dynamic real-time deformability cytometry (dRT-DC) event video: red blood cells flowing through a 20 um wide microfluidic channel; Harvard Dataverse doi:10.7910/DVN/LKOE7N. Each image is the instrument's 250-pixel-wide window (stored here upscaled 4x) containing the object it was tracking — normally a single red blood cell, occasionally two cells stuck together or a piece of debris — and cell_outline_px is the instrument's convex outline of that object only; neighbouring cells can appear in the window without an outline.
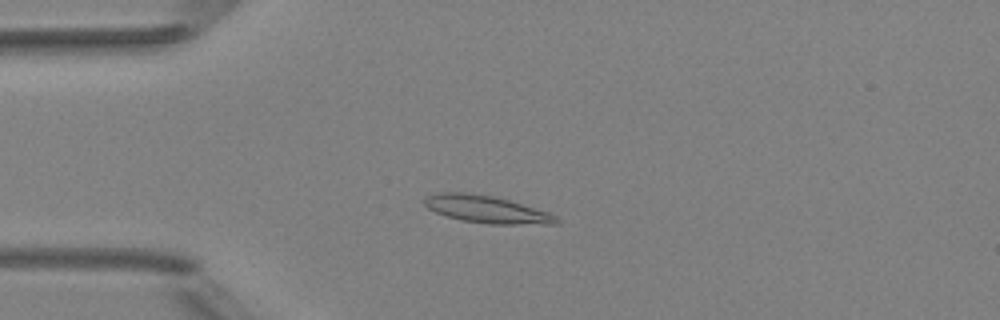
{"species": "Egyptian fruit bat (a non-hibernating species)", "species_latin": "Rousettus aegyptiacus", "temperature_condition": "room temperature", "stored_images_in_passage": 7, "camera_frame_rate_fps": 3000, "um_per_image_px": 0.085, "animal": {"sex": "female"}, "frame": {"image": 1, "passage_image": 4, "time_ms": 3.667, "image_size_px": [1000, 320], "cell_outline_px": [[560, 224], [488, 224], [460, 220], [436, 212], [428, 208], [424, 204], [424, 196], [436, 192], [468, 192], [496, 196], [548, 212], [556, 216], [560, 220]], "centroid_in_image_um": [41.35, 17.78], "position_along_channel_um": 43.7, "area_um2": 21.21}}
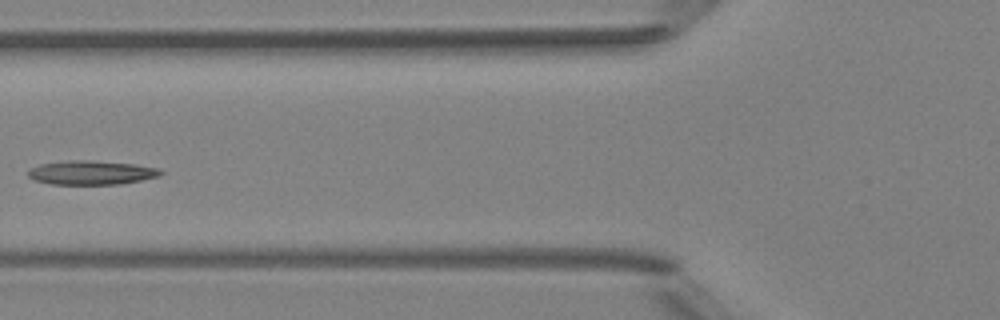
{"frame": {"image": 2, "passage_image": 6, "time_ms": 6.0, "image_size_px": [1000, 320], "cell_outline_px": [[164, 172], [160, 176], [120, 184], [52, 184], [36, 180], [28, 176], [28, 172], [32, 168], [40, 164], [68, 160], [92, 160], [136, 164], [160, 168]], "centroid_in_image_um": [7.82, 14.66], "position_along_channel_um": 118.0, "area_um2": 18.55}}
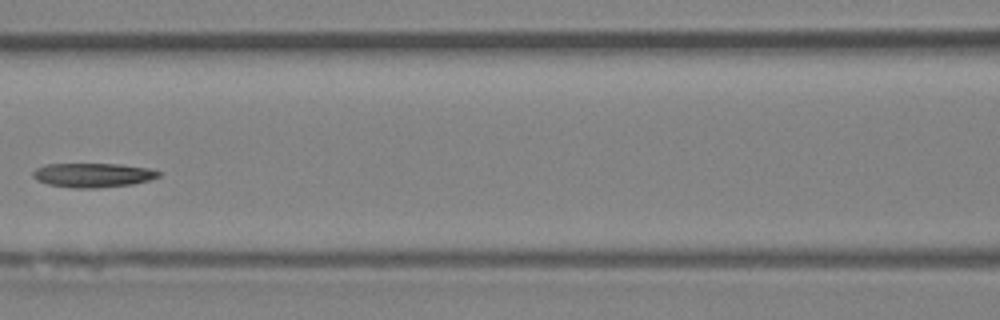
{"frame": {"image": 3, "passage_image": 7, "time_ms": 7.0, "image_size_px": [1000, 320], "cell_outline_px": [[160, 176], [148, 180], [132, 184], [96, 188], [72, 188], [48, 184], [36, 180], [32, 176], [32, 172], [36, 168], [48, 164], [120, 164], [148, 168], [160, 172]], "centroid_in_image_um": [7.87, 14.88], "position_along_channel_um": 158.7, "area_um2": 17.69}}